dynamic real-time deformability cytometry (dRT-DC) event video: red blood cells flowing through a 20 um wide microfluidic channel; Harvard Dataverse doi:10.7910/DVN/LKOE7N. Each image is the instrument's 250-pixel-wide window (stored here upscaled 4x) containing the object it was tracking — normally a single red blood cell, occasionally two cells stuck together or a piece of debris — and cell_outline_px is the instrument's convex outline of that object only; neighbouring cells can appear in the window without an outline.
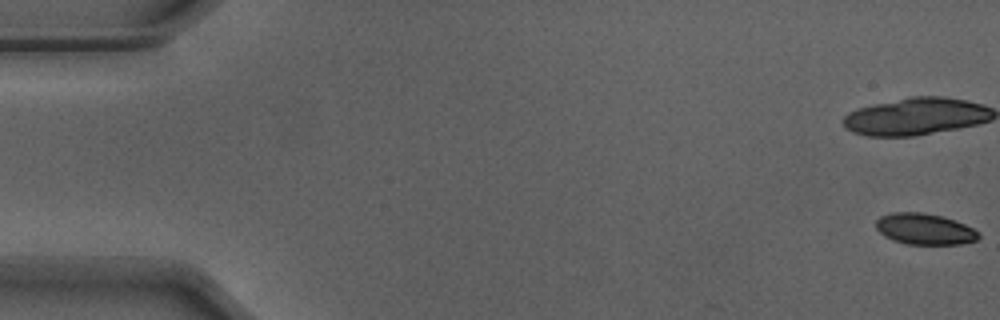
{"species": "Egyptian fruit bat (a non-hibernating species)", "species_latin": "Rousettus aegyptiacus", "temperature_condition": "warm", "stored_images_in_passage": 22, "camera_frame_rate_fps": 3000, "um_per_image_px": 0.085, "animal": {"sex": "male"}, "frame": {"image": 1, "passage_image": 1, "time_ms": 0.0, "image_size_px": [1000, 320], "cell_outline_px": [[980, 236], [976, 240], [960, 244], [908, 244], [892, 240], [884, 236], [876, 228], [876, 220], [880, 216], [892, 212], [920, 212], [944, 216], [956, 220], [980, 232]], "centroid_in_image_um": [78.59, 19.46], "position_along_channel_um": 6.4, "area_um2": 18.73}}